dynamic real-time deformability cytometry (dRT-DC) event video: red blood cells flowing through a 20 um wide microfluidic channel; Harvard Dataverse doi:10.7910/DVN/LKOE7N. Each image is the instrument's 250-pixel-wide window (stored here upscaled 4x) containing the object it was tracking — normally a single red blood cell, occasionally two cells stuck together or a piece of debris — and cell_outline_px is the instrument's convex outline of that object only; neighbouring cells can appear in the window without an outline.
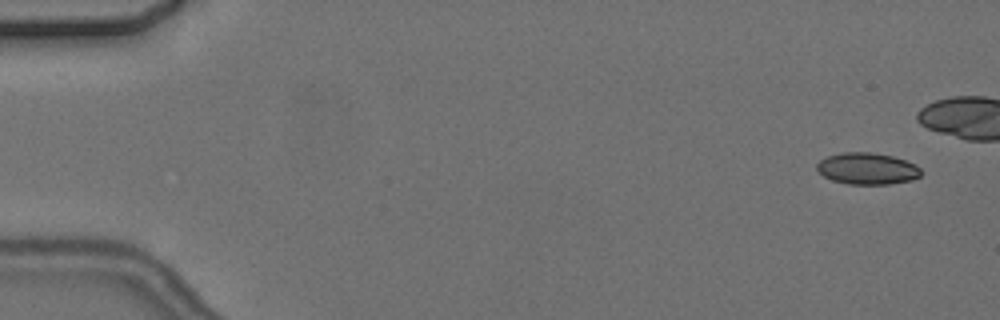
{"species": "common noctule bat (a hibernating species)", "species_latin": "Nyctalus noctula", "temperature_condition": "cold", "stored_images_in_passage": 4, "camera_frame_rate_fps": 3000, "um_per_image_px": 0.085, "animal": {"sex": "female", "body_mass_g": 24.6, "forearm_length_mm": 56.2}, "frame": {"image": 1, "passage_image": 1, "time_ms": 0.0, "image_size_px": [1000, 320], "cell_outline_px": [[924, 172], [920, 176], [912, 180], [888, 184], [848, 184], [832, 180], [824, 176], [816, 168], [816, 164], [820, 160], [828, 156], [844, 152], [872, 152], [892, 156], [904, 160], [920, 168]], "centroid_in_image_um": [73.72, 14.33], "position_along_channel_um": 11.3, "area_um2": 19.13}}